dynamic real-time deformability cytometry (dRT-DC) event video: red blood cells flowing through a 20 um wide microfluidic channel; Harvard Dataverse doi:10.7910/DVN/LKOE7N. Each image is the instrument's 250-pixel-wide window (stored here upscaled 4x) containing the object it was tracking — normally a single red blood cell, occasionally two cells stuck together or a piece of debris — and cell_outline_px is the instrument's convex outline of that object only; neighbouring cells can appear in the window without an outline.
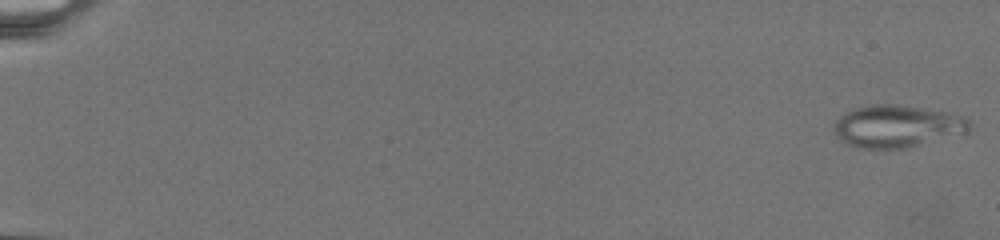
{"species": "common noctule bat (a hibernating species)", "species_latin": "Nyctalus noctula", "temperature_condition": "warm", "stored_images_in_passage": 81, "camera_frame_rate_fps": 3000, "um_per_image_px": 0.085, "animal": {"sex": "female", "body_mass_g": 19.5, "forearm_length_mm": 54.1}, "frame": {"image": 1, "passage_image": 1, "time_ms": 0.0, "image_size_px": [1000, 240], "cell_outline_px": [[972, 124], [968, 132], [904, 148], [860, 148], [844, 144], [836, 136], [836, 120], [840, 116], [856, 108], [872, 104], [896, 104], [944, 112], [960, 116], [968, 120]], "centroid_in_image_um": [76.23, 10.74], "position_along_channel_um": 8.8, "area_um2": 32.83}}
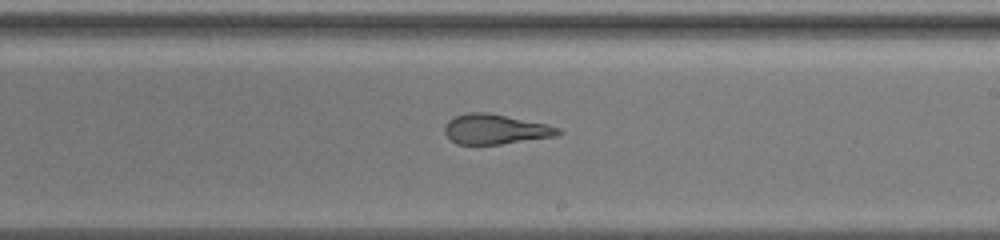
{"frame": {"image": 2, "passage_image": 45, "time_ms": 15.333, "image_size_px": [1000, 240], "cell_outline_px": [[564, 132], [556, 136], [500, 144], [456, 144], [444, 132], [444, 124], [448, 120], [456, 116], [468, 112], [488, 112], [548, 124], [560, 128]], "centroid_in_image_um": [42.12, 10.97], "position_along_channel_um": 246.9, "area_um2": 19.88}}
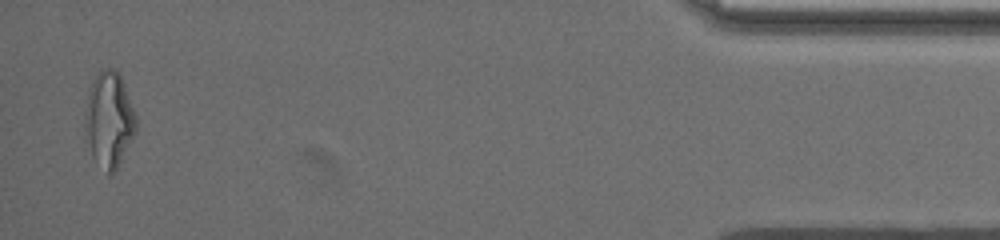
{"frame": {"image": 3, "passage_image": 80, "time_ms": 24.0, "image_size_px": [1000, 240], "cell_outline_px": [[136, 132], [116, 168], [108, 176], [92, 156], [84, 136], [84, 120], [88, 92], [100, 68], [116, 68], [124, 84], [136, 116]], "centroid_in_image_um": [9.25, 10.16], "position_along_channel_um": 426.0, "area_um2": 28.32}}